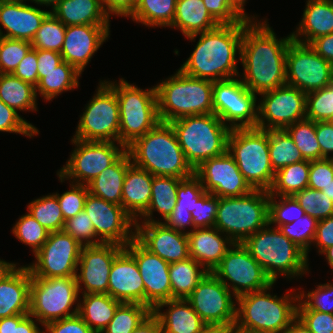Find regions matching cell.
Wrapping results in <instances>:
<instances>
[{
	"mask_svg": "<svg viewBox=\"0 0 333 333\" xmlns=\"http://www.w3.org/2000/svg\"><path fill=\"white\" fill-rule=\"evenodd\" d=\"M291 34L276 37L267 20H244L240 61L244 68L241 81L254 94H262L286 85V52Z\"/></svg>",
	"mask_w": 333,
	"mask_h": 333,
	"instance_id": "1",
	"label": "cell"
},
{
	"mask_svg": "<svg viewBox=\"0 0 333 333\" xmlns=\"http://www.w3.org/2000/svg\"><path fill=\"white\" fill-rule=\"evenodd\" d=\"M243 32L244 21L220 24L213 30L187 36L193 41L200 34L193 52L179 70L213 82L239 77L236 56L238 53L240 60Z\"/></svg>",
	"mask_w": 333,
	"mask_h": 333,
	"instance_id": "2",
	"label": "cell"
},
{
	"mask_svg": "<svg viewBox=\"0 0 333 333\" xmlns=\"http://www.w3.org/2000/svg\"><path fill=\"white\" fill-rule=\"evenodd\" d=\"M127 151L135 166L153 176L184 179L194 174L169 123L160 122L130 144Z\"/></svg>",
	"mask_w": 333,
	"mask_h": 333,
	"instance_id": "3",
	"label": "cell"
},
{
	"mask_svg": "<svg viewBox=\"0 0 333 333\" xmlns=\"http://www.w3.org/2000/svg\"><path fill=\"white\" fill-rule=\"evenodd\" d=\"M273 285L236 298V328L250 333H284L297 318L299 293L277 297L267 293Z\"/></svg>",
	"mask_w": 333,
	"mask_h": 333,
	"instance_id": "4",
	"label": "cell"
},
{
	"mask_svg": "<svg viewBox=\"0 0 333 333\" xmlns=\"http://www.w3.org/2000/svg\"><path fill=\"white\" fill-rule=\"evenodd\" d=\"M166 79L155 85L161 122L214 113L213 81L189 76L179 69Z\"/></svg>",
	"mask_w": 333,
	"mask_h": 333,
	"instance_id": "5",
	"label": "cell"
},
{
	"mask_svg": "<svg viewBox=\"0 0 333 333\" xmlns=\"http://www.w3.org/2000/svg\"><path fill=\"white\" fill-rule=\"evenodd\" d=\"M242 244L274 283L278 275L291 279L308 273L306 253L269 223Z\"/></svg>",
	"mask_w": 333,
	"mask_h": 333,
	"instance_id": "6",
	"label": "cell"
},
{
	"mask_svg": "<svg viewBox=\"0 0 333 333\" xmlns=\"http://www.w3.org/2000/svg\"><path fill=\"white\" fill-rule=\"evenodd\" d=\"M169 124L193 169L203 161L227 152L231 129L214 113L186 116Z\"/></svg>",
	"mask_w": 333,
	"mask_h": 333,
	"instance_id": "7",
	"label": "cell"
},
{
	"mask_svg": "<svg viewBox=\"0 0 333 333\" xmlns=\"http://www.w3.org/2000/svg\"><path fill=\"white\" fill-rule=\"evenodd\" d=\"M227 152L253 190H270L275 172L270 163L268 130L257 127L231 129Z\"/></svg>",
	"mask_w": 333,
	"mask_h": 333,
	"instance_id": "8",
	"label": "cell"
},
{
	"mask_svg": "<svg viewBox=\"0 0 333 333\" xmlns=\"http://www.w3.org/2000/svg\"><path fill=\"white\" fill-rule=\"evenodd\" d=\"M104 81L116 92L120 111L119 143L127 148L161 122L156 87L142 90L123 78L117 83Z\"/></svg>",
	"mask_w": 333,
	"mask_h": 333,
	"instance_id": "9",
	"label": "cell"
},
{
	"mask_svg": "<svg viewBox=\"0 0 333 333\" xmlns=\"http://www.w3.org/2000/svg\"><path fill=\"white\" fill-rule=\"evenodd\" d=\"M269 199V192L264 190L218 198L214 227L234 243H242L269 223Z\"/></svg>",
	"mask_w": 333,
	"mask_h": 333,
	"instance_id": "10",
	"label": "cell"
},
{
	"mask_svg": "<svg viewBox=\"0 0 333 333\" xmlns=\"http://www.w3.org/2000/svg\"><path fill=\"white\" fill-rule=\"evenodd\" d=\"M78 296L76 276L31 277L29 315L37 319L41 326L74 316L78 314ZM74 304L76 307L71 311Z\"/></svg>",
	"mask_w": 333,
	"mask_h": 333,
	"instance_id": "11",
	"label": "cell"
},
{
	"mask_svg": "<svg viewBox=\"0 0 333 333\" xmlns=\"http://www.w3.org/2000/svg\"><path fill=\"white\" fill-rule=\"evenodd\" d=\"M76 146L66 164L57 171L62 183L72 180V183L87 185L103 170L114 164L127 148L111 141H84L72 138ZM120 147V148H119Z\"/></svg>",
	"mask_w": 333,
	"mask_h": 333,
	"instance_id": "12",
	"label": "cell"
},
{
	"mask_svg": "<svg viewBox=\"0 0 333 333\" xmlns=\"http://www.w3.org/2000/svg\"><path fill=\"white\" fill-rule=\"evenodd\" d=\"M96 90L80 115L73 138L119 143L120 111L116 92L105 81H100Z\"/></svg>",
	"mask_w": 333,
	"mask_h": 333,
	"instance_id": "13",
	"label": "cell"
},
{
	"mask_svg": "<svg viewBox=\"0 0 333 333\" xmlns=\"http://www.w3.org/2000/svg\"><path fill=\"white\" fill-rule=\"evenodd\" d=\"M256 95L238 77L213 82V112L230 129L255 128Z\"/></svg>",
	"mask_w": 333,
	"mask_h": 333,
	"instance_id": "14",
	"label": "cell"
},
{
	"mask_svg": "<svg viewBox=\"0 0 333 333\" xmlns=\"http://www.w3.org/2000/svg\"><path fill=\"white\" fill-rule=\"evenodd\" d=\"M212 273L232 289L235 297L263 290L274 283L242 243H234Z\"/></svg>",
	"mask_w": 333,
	"mask_h": 333,
	"instance_id": "15",
	"label": "cell"
},
{
	"mask_svg": "<svg viewBox=\"0 0 333 333\" xmlns=\"http://www.w3.org/2000/svg\"><path fill=\"white\" fill-rule=\"evenodd\" d=\"M332 83L333 64L309 44L292 40L286 52V84L307 94Z\"/></svg>",
	"mask_w": 333,
	"mask_h": 333,
	"instance_id": "16",
	"label": "cell"
},
{
	"mask_svg": "<svg viewBox=\"0 0 333 333\" xmlns=\"http://www.w3.org/2000/svg\"><path fill=\"white\" fill-rule=\"evenodd\" d=\"M83 245L64 230L50 232L47 241L27 267L31 277L52 278L76 276Z\"/></svg>",
	"mask_w": 333,
	"mask_h": 333,
	"instance_id": "17",
	"label": "cell"
},
{
	"mask_svg": "<svg viewBox=\"0 0 333 333\" xmlns=\"http://www.w3.org/2000/svg\"><path fill=\"white\" fill-rule=\"evenodd\" d=\"M257 110V128L285 129L306 117V93L284 85L260 94ZM267 122V123H266Z\"/></svg>",
	"mask_w": 333,
	"mask_h": 333,
	"instance_id": "18",
	"label": "cell"
},
{
	"mask_svg": "<svg viewBox=\"0 0 333 333\" xmlns=\"http://www.w3.org/2000/svg\"><path fill=\"white\" fill-rule=\"evenodd\" d=\"M234 298L236 301L228 287L209 272L186 300L206 324H212L236 322Z\"/></svg>",
	"mask_w": 333,
	"mask_h": 333,
	"instance_id": "19",
	"label": "cell"
},
{
	"mask_svg": "<svg viewBox=\"0 0 333 333\" xmlns=\"http://www.w3.org/2000/svg\"><path fill=\"white\" fill-rule=\"evenodd\" d=\"M84 211L93 223L96 236L103 243L125 247L135 238V221L121 205L88 193Z\"/></svg>",
	"mask_w": 333,
	"mask_h": 333,
	"instance_id": "20",
	"label": "cell"
},
{
	"mask_svg": "<svg viewBox=\"0 0 333 333\" xmlns=\"http://www.w3.org/2000/svg\"><path fill=\"white\" fill-rule=\"evenodd\" d=\"M194 174L204 190L218 198L241 197L253 190L228 152L203 161L194 169Z\"/></svg>",
	"mask_w": 333,
	"mask_h": 333,
	"instance_id": "21",
	"label": "cell"
},
{
	"mask_svg": "<svg viewBox=\"0 0 333 333\" xmlns=\"http://www.w3.org/2000/svg\"><path fill=\"white\" fill-rule=\"evenodd\" d=\"M123 248V246L114 243H102L82 247L77 265L80 269L77 268L76 272L79 293L107 294L112 263L115 256ZM82 283L84 288H82ZM81 289L84 290L82 291Z\"/></svg>",
	"mask_w": 333,
	"mask_h": 333,
	"instance_id": "22",
	"label": "cell"
},
{
	"mask_svg": "<svg viewBox=\"0 0 333 333\" xmlns=\"http://www.w3.org/2000/svg\"><path fill=\"white\" fill-rule=\"evenodd\" d=\"M135 259L145 287V305L153 310L172 299L170 264L146 249L136 238L124 247Z\"/></svg>",
	"mask_w": 333,
	"mask_h": 333,
	"instance_id": "23",
	"label": "cell"
},
{
	"mask_svg": "<svg viewBox=\"0 0 333 333\" xmlns=\"http://www.w3.org/2000/svg\"><path fill=\"white\" fill-rule=\"evenodd\" d=\"M141 224L135 222V238L150 252L169 264L190 257L186 233L169 228L162 222Z\"/></svg>",
	"mask_w": 333,
	"mask_h": 333,
	"instance_id": "24",
	"label": "cell"
},
{
	"mask_svg": "<svg viewBox=\"0 0 333 333\" xmlns=\"http://www.w3.org/2000/svg\"><path fill=\"white\" fill-rule=\"evenodd\" d=\"M110 25H69L61 49L63 61L71 64L80 74L95 52L108 39Z\"/></svg>",
	"mask_w": 333,
	"mask_h": 333,
	"instance_id": "25",
	"label": "cell"
},
{
	"mask_svg": "<svg viewBox=\"0 0 333 333\" xmlns=\"http://www.w3.org/2000/svg\"><path fill=\"white\" fill-rule=\"evenodd\" d=\"M27 0L0 1V37L32 41L44 19L51 11L27 5Z\"/></svg>",
	"mask_w": 333,
	"mask_h": 333,
	"instance_id": "26",
	"label": "cell"
},
{
	"mask_svg": "<svg viewBox=\"0 0 333 333\" xmlns=\"http://www.w3.org/2000/svg\"><path fill=\"white\" fill-rule=\"evenodd\" d=\"M107 294L121 302L145 305V287L138 265L125 248L112 263Z\"/></svg>",
	"mask_w": 333,
	"mask_h": 333,
	"instance_id": "27",
	"label": "cell"
},
{
	"mask_svg": "<svg viewBox=\"0 0 333 333\" xmlns=\"http://www.w3.org/2000/svg\"><path fill=\"white\" fill-rule=\"evenodd\" d=\"M8 263L0 272V319L29 314L31 273L27 266Z\"/></svg>",
	"mask_w": 333,
	"mask_h": 333,
	"instance_id": "28",
	"label": "cell"
},
{
	"mask_svg": "<svg viewBox=\"0 0 333 333\" xmlns=\"http://www.w3.org/2000/svg\"><path fill=\"white\" fill-rule=\"evenodd\" d=\"M185 233L188 236L190 257L209 272L213 271L234 244L215 227L197 228Z\"/></svg>",
	"mask_w": 333,
	"mask_h": 333,
	"instance_id": "29",
	"label": "cell"
},
{
	"mask_svg": "<svg viewBox=\"0 0 333 333\" xmlns=\"http://www.w3.org/2000/svg\"><path fill=\"white\" fill-rule=\"evenodd\" d=\"M296 29L291 33L292 40L303 44H310L317 37L333 33V0H307L302 20Z\"/></svg>",
	"mask_w": 333,
	"mask_h": 333,
	"instance_id": "30",
	"label": "cell"
},
{
	"mask_svg": "<svg viewBox=\"0 0 333 333\" xmlns=\"http://www.w3.org/2000/svg\"><path fill=\"white\" fill-rule=\"evenodd\" d=\"M164 306L168 309L161 312ZM152 313L158 318L163 333H200L206 324L186 299L161 302Z\"/></svg>",
	"mask_w": 333,
	"mask_h": 333,
	"instance_id": "31",
	"label": "cell"
},
{
	"mask_svg": "<svg viewBox=\"0 0 333 333\" xmlns=\"http://www.w3.org/2000/svg\"><path fill=\"white\" fill-rule=\"evenodd\" d=\"M153 175L135 166L128 167L122 190V207L133 218L138 219L149 207Z\"/></svg>",
	"mask_w": 333,
	"mask_h": 333,
	"instance_id": "32",
	"label": "cell"
},
{
	"mask_svg": "<svg viewBox=\"0 0 333 333\" xmlns=\"http://www.w3.org/2000/svg\"><path fill=\"white\" fill-rule=\"evenodd\" d=\"M51 13L69 25H109L101 0H60Z\"/></svg>",
	"mask_w": 333,
	"mask_h": 333,
	"instance_id": "33",
	"label": "cell"
},
{
	"mask_svg": "<svg viewBox=\"0 0 333 333\" xmlns=\"http://www.w3.org/2000/svg\"><path fill=\"white\" fill-rule=\"evenodd\" d=\"M131 164L130 154L126 151L114 164L87 184L88 192L107 202L122 206L123 183Z\"/></svg>",
	"mask_w": 333,
	"mask_h": 333,
	"instance_id": "34",
	"label": "cell"
},
{
	"mask_svg": "<svg viewBox=\"0 0 333 333\" xmlns=\"http://www.w3.org/2000/svg\"><path fill=\"white\" fill-rule=\"evenodd\" d=\"M220 24L210 15L203 0H177L174 20L169 26L187 37L215 29Z\"/></svg>",
	"mask_w": 333,
	"mask_h": 333,
	"instance_id": "35",
	"label": "cell"
},
{
	"mask_svg": "<svg viewBox=\"0 0 333 333\" xmlns=\"http://www.w3.org/2000/svg\"><path fill=\"white\" fill-rule=\"evenodd\" d=\"M78 315L95 332L102 331L114 317L117 307L122 303L108 294H82Z\"/></svg>",
	"mask_w": 333,
	"mask_h": 333,
	"instance_id": "36",
	"label": "cell"
},
{
	"mask_svg": "<svg viewBox=\"0 0 333 333\" xmlns=\"http://www.w3.org/2000/svg\"><path fill=\"white\" fill-rule=\"evenodd\" d=\"M181 180L177 177L153 176L150 205L135 222H140L138 220L142 217V223L161 222L154 220L153 211L160 213L165 220L175 208L177 188Z\"/></svg>",
	"mask_w": 333,
	"mask_h": 333,
	"instance_id": "37",
	"label": "cell"
},
{
	"mask_svg": "<svg viewBox=\"0 0 333 333\" xmlns=\"http://www.w3.org/2000/svg\"><path fill=\"white\" fill-rule=\"evenodd\" d=\"M209 271L192 257L174 262L169 267L172 299H186Z\"/></svg>",
	"mask_w": 333,
	"mask_h": 333,
	"instance_id": "38",
	"label": "cell"
},
{
	"mask_svg": "<svg viewBox=\"0 0 333 333\" xmlns=\"http://www.w3.org/2000/svg\"><path fill=\"white\" fill-rule=\"evenodd\" d=\"M0 100L16 111H37L35 86L13 74H0Z\"/></svg>",
	"mask_w": 333,
	"mask_h": 333,
	"instance_id": "39",
	"label": "cell"
},
{
	"mask_svg": "<svg viewBox=\"0 0 333 333\" xmlns=\"http://www.w3.org/2000/svg\"><path fill=\"white\" fill-rule=\"evenodd\" d=\"M80 75L71 64L63 61L50 72H42V78L35 86L36 94L40 93L46 101H52V99L63 93V91L78 88Z\"/></svg>",
	"mask_w": 333,
	"mask_h": 333,
	"instance_id": "40",
	"label": "cell"
},
{
	"mask_svg": "<svg viewBox=\"0 0 333 333\" xmlns=\"http://www.w3.org/2000/svg\"><path fill=\"white\" fill-rule=\"evenodd\" d=\"M310 161L303 160L278 170L275 173L269 196H294L308 187ZM277 196V197H276Z\"/></svg>",
	"mask_w": 333,
	"mask_h": 333,
	"instance_id": "41",
	"label": "cell"
},
{
	"mask_svg": "<svg viewBox=\"0 0 333 333\" xmlns=\"http://www.w3.org/2000/svg\"><path fill=\"white\" fill-rule=\"evenodd\" d=\"M177 0H138L129 16L135 22L151 27H169L175 15Z\"/></svg>",
	"mask_w": 333,
	"mask_h": 333,
	"instance_id": "42",
	"label": "cell"
},
{
	"mask_svg": "<svg viewBox=\"0 0 333 333\" xmlns=\"http://www.w3.org/2000/svg\"><path fill=\"white\" fill-rule=\"evenodd\" d=\"M268 144L270 163L275 173L287 165L304 160L285 129L268 130Z\"/></svg>",
	"mask_w": 333,
	"mask_h": 333,
	"instance_id": "43",
	"label": "cell"
},
{
	"mask_svg": "<svg viewBox=\"0 0 333 333\" xmlns=\"http://www.w3.org/2000/svg\"><path fill=\"white\" fill-rule=\"evenodd\" d=\"M151 313L146 305L122 302L102 333H132Z\"/></svg>",
	"mask_w": 333,
	"mask_h": 333,
	"instance_id": "44",
	"label": "cell"
},
{
	"mask_svg": "<svg viewBox=\"0 0 333 333\" xmlns=\"http://www.w3.org/2000/svg\"><path fill=\"white\" fill-rule=\"evenodd\" d=\"M27 208L28 213L49 233L64 229V216L53 193L33 200Z\"/></svg>",
	"mask_w": 333,
	"mask_h": 333,
	"instance_id": "45",
	"label": "cell"
},
{
	"mask_svg": "<svg viewBox=\"0 0 333 333\" xmlns=\"http://www.w3.org/2000/svg\"><path fill=\"white\" fill-rule=\"evenodd\" d=\"M304 160H320V145L316 138V122L303 119L285 128Z\"/></svg>",
	"mask_w": 333,
	"mask_h": 333,
	"instance_id": "46",
	"label": "cell"
},
{
	"mask_svg": "<svg viewBox=\"0 0 333 333\" xmlns=\"http://www.w3.org/2000/svg\"><path fill=\"white\" fill-rule=\"evenodd\" d=\"M65 30L66 25L50 13L31 41L33 49L60 53L65 39Z\"/></svg>",
	"mask_w": 333,
	"mask_h": 333,
	"instance_id": "47",
	"label": "cell"
},
{
	"mask_svg": "<svg viewBox=\"0 0 333 333\" xmlns=\"http://www.w3.org/2000/svg\"><path fill=\"white\" fill-rule=\"evenodd\" d=\"M333 118V83L306 94V117L314 122H329Z\"/></svg>",
	"mask_w": 333,
	"mask_h": 333,
	"instance_id": "48",
	"label": "cell"
},
{
	"mask_svg": "<svg viewBox=\"0 0 333 333\" xmlns=\"http://www.w3.org/2000/svg\"><path fill=\"white\" fill-rule=\"evenodd\" d=\"M280 201L275 200V196H270L269 199V224L276 225L278 228L281 225L293 223L306 214L299 202L294 196H278ZM275 224V225H274Z\"/></svg>",
	"mask_w": 333,
	"mask_h": 333,
	"instance_id": "49",
	"label": "cell"
},
{
	"mask_svg": "<svg viewBox=\"0 0 333 333\" xmlns=\"http://www.w3.org/2000/svg\"><path fill=\"white\" fill-rule=\"evenodd\" d=\"M12 233L16 239L32 248L34 255L47 241L49 232L40 225L28 212L22 215L14 227Z\"/></svg>",
	"mask_w": 333,
	"mask_h": 333,
	"instance_id": "50",
	"label": "cell"
},
{
	"mask_svg": "<svg viewBox=\"0 0 333 333\" xmlns=\"http://www.w3.org/2000/svg\"><path fill=\"white\" fill-rule=\"evenodd\" d=\"M317 222L315 218L305 214L303 218L281 225L278 229L306 253L308 260V252L315 237Z\"/></svg>",
	"mask_w": 333,
	"mask_h": 333,
	"instance_id": "51",
	"label": "cell"
},
{
	"mask_svg": "<svg viewBox=\"0 0 333 333\" xmlns=\"http://www.w3.org/2000/svg\"><path fill=\"white\" fill-rule=\"evenodd\" d=\"M306 214L317 221L333 216V201L324 193L312 188H305L294 195Z\"/></svg>",
	"mask_w": 333,
	"mask_h": 333,
	"instance_id": "52",
	"label": "cell"
},
{
	"mask_svg": "<svg viewBox=\"0 0 333 333\" xmlns=\"http://www.w3.org/2000/svg\"><path fill=\"white\" fill-rule=\"evenodd\" d=\"M32 48L30 41L0 37V74H12Z\"/></svg>",
	"mask_w": 333,
	"mask_h": 333,
	"instance_id": "53",
	"label": "cell"
},
{
	"mask_svg": "<svg viewBox=\"0 0 333 333\" xmlns=\"http://www.w3.org/2000/svg\"><path fill=\"white\" fill-rule=\"evenodd\" d=\"M298 293L300 294H298L297 310H317L322 313L333 314V284H320L317 285L315 290L308 291L307 294H305V291Z\"/></svg>",
	"mask_w": 333,
	"mask_h": 333,
	"instance_id": "54",
	"label": "cell"
},
{
	"mask_svg": "<svg viewBox=\"0 0 333 333\" xmlns=\"http://www.w3.org/2000/svg\"><path fill=\"white\" fill-rule=\"evenodd\" d=\"M63 230L83 246L99 245L103 243L96 236L93 223L84 210L65 221Z\"/></svg>",
	"mask_w": 333,
	"mask_h": 333,
	"instance_id": "55",
	"label": "cell"
},
{
	"mask_svg": "<svg viewBox=\"0 0 333 333\" xmlns=\"http://www.w3.org/2000/svg\"><path fill=\"white\" fill-rule=\"evenodd\" d=\"M200 179L193 174L180 181L177 188V199L174 209H184L192 213L199 198L205 193Z\"/></svg>",
	"mask_w": 333,
	"mask_h": 333,
	"instance_id": "56",
	"label": "cell"
},
{
	"mask_svg": "<svg viewBox=\"0 0 333 333\" xmlns=\"http://www.w3.org/2000/svg\"><path fill=\"white\" fill-rule=\"evenodd\" d=\"M70 186L71 189L63 194L59 195L57 192L54 194L57 197L65 221L84 210L85 200L89 193L87 185L72 183Z\"/></svg>",
	"mask_w": 333,
	"mask_h": 333,
	"instance_id": "57",
	"label": "cell"
},
{
	"mask_svg": "<svg viewBox=\"0 0 333 333\" xmlns=\"http://www.w3.org/2000/svg\"><path fill=\"white\" fill-rule=\"evenodd\" d=\"M0 131L18 133L28 137L38 134V129L20 117L19 113L0 100Z\"/></svg>",
	"mask_w": 333,
	"mask_h": 333,
	"instance_id": "58",
	"label": "cell"
},
{
	"mask_svg": "<svg viewBox=\"0 0 333 333\" xmlns=\"http://www.w3.org/2000/svg\"><path fill=\"white\" fill-rule=\"evenodd\" d=\"M218 208V197L205 192L191 213L193 229L214 227Z\"/></svg>",
	"mask_w": 333,
	"mask_h": 333,
	"instance_id": "59",
	"label": "cell"
},
{
	"mask_svg": "<svg viewBox=\"0 0 333 333\" xmlns=\"http://www.w3.org/2000/svg\"><path fill=\"white\" fill-rule=\"evenodd\" d=\"M331 182H333V160L324 158L310 161L308 187L322 191Z\"/></svg>",
	"mask_w": 333,
	"mask_h": 333,
	"instance_id": "60",
	"label": "cell"
},
{
	"mask_svg": "<svg viewBox=\"0 0 333 333\" xmlns=\"http://www.w3.org/2000/svg\"><path fill=\"white\" fill-rule=\"evenodd\" d=\"M29 314H17L0 319V333H43L37 319Z\"/></svg>",
	"mask_w": 333,
	"mask_h": 333,
	"instance_id": "61",
	"label": "cell"
},
{
	"mask_svg": "<svg viewBox=\"0 0 333 333\" xmlns=\"http://www.w3.org/2000/svg\"><path fill=\"white\" fill-rule=\"evenodd\" d=\"M297 317L311 333H333V314L317 310H297Z\"/></svg>",
	"mask_w": 333,
	"mask_h": 333,
	"instance_id": "62",
	"label": "cell"
},
{
	"mask_svg": "<svg viewBox=\"0 0 333 333\" xmlns=\"http://www.w3.org/2000/svg\"><path fill=\"white\" fill-rule=\"evenodd\" d=\"M44 328L43 333H95L78 314L50 322Z\"/></svg>",
	"mask_w": 333,
	"mask_h": 333,
	"instance_id": "63",
	"label": "cell"
},
{
	"mask_svg": "<svg viewBox=\"0 0 333 333\" xmlns=\"http://www.w3.org/2000/svg\"><path fill=\"white\" fill-rule=\"evenodd\" d=\"M210 15L219 24H236L244 21L230 6L228 0H203Z\"/></svg>",
	"mask_w": 333,
	"mask_h": 333,
	"instance_id": "64",
	"label": "cell"
},
{
	"mask_svg": "<svg viewBox=\"0 0 333 333\" xmlns=\"http://www.w3.org/2000/svg\"><path fill=\"white\" fill-rule=\"evenodd\" d=\"M12 74L22 81L36 86L38 84L37 49L32 48Z\"/></svg>",
	"mask_w": 333,
	"mask_h": 333,
	"instance_id": "65",
	"label": "cell"
},
{
	"mask_svg": "<svg viewBox=\"0 0 333 333\" xmlns=\"http://www.w3.org/2000/svg\"><path fill=\"white\" fill-rule=\"evenodd\" d=\"M313 244H316L318 253L333 246V216L317 222Z\"/></svg>",
	"mask_w": 333,
	"mask_h": 333,
	"instance_id": "66",
	"label": "cell"
},
{
	"mask_svg": "<svg viewBox=\"0 0 333 333\" xmlns=\"http://www.w3.org/2000/svg\"><path fill=\"white\" fill-rule=\"evenodd\" d=\"M316 138L320 145V160L333 153V126L329 122H316Z\"/></svg>",
	"mask_w": 333,
	"mask_h": 333,
	"instance_id": "67",
	"label": "cell"
},
{
	"mask_svg": "<svg viewBox=\"0 0 333 333\" xmlns=\"http://www.w3.org/2000/svg\"><path fill=\"white\" fill-rule=\"evenodd\" d=\"M38 82L42 72H50L63 62L61 53L49 50H37Z\"/></svg>",
	"mask_w": 333,
	"mask_h": 333,
	"instance_id": "68",
	"label": "cell"
},
{
	"mask_svg": "<svg viewBox=\"0 0 333 333\" xmlns=\"http://www.w3.org/2000/svg\"><path fill=\"white\" fill-rule=\"evenodd\" d=\"M138 0H101L104 11L109 15L129 17Z\"/></svg>",
	"mask_w": 333,
	"mask_h": 333,
	"instance_id": "69",
	"label": "cell"
},
{
	"mask_svg": "<svg viewBox=\"0 0 333 333\" xmlns=\"http://www.w3.org/2000/svg\"><path fill=\"white\" fill-rule=\"evenodd\" d=\"M162 222L165 226L185 233L184 229L191 226L193 228V219L191 213L184 209H173L172 213Z\"/></svg>",
	"mask_w": 333,
	"mask_h": 333,
	"instance_id": "70",
	"label": "cell"
},
{
	"mask_svg": "<svg viewBox=\"0 0 333 333\" xmlns=\"http://www.w3.org/2000/svg\"><path fill=\"white\" fill-rule=\"evenodd\" d=\"M309 45L323 59L333 64V33L317 37Z\"/></svg>",
	"mask_w": 333,
	"mask_h": 333,
	"instance_id": "71",
	"label": "cell"
},
{
	"mask_svg": "<svg viewBox=\"0 0 333 333\" xmlns=\"http://www.w3.org/2000/svg\"><path fill=\"white\" fill-rule=\"evenodd\" d=\"M132 333H163L158 318L151 313Z\"/></svg>",
	"mask_w": 333,
	"mask_h": 333,
	"instance_id": "72",
	"label": "cell"
},
{
	"mask_svg": "<svg viewBox=\"0 0 333 333\" xmlns=\"http://www.w3.org/2000/svg\"><path fill=\"white\" fill-rule=\"evenodd\" d=\"M235 323H212L205 324L200 333H233Z\"/></svg>",
	"mask_w": 333,
	"mask_h": 333,
	"instance_id": "73",
	"label": "cell"
},
{
	"mask_svg": "<svg viewBox=\"0 0 333 333\" xmlns=\"http://www.w3.org/2000/svg\"><path fill=\"white\" fill-rule=\"evenodd\" d=\"M246 0H228L229 6L245 21L257 22L255 16L250 17L244 11V5ZM254 20H253V19Z\"/></svg>",
	"mask_w": 333,
	"mask_h": 333,
	"instance_id": "74",
	"label": "cell"
},
{
	"mask_svg": "<svg viewBox=\"0 0 333 333\" xmlns=\"http://www.w3.org/2000/svg\"><path fill=\"white\" fill-rule=\"evenodd\" d=\"M284 333H311L305 324L297 317Z\"/></svg>",
	"mask_w": 333,
	"mask_h": 333,
	"instance_id": "75",
	"label": "cell"
},
{
	"mask_svg": "<svg viewBox=\"0 0 333 333\" xmlns=\"http://www.w3.org/2000/svg\"><path fill=\"white\" fill-rule=\"evenodd\" d=\"M320 254H324L326 256V260L333 271V246L324 249Z\"/></svg>",
	"mask_w": 333,
	"mask_h": 333,
	"instance_id": "76",
	"label": "cell"
},
{
	"mask_svg": "<svg viewBox=\"0 0 333 333\" xmlns=\"http://www.w3.org/2000/svg\"><path fill=\"white\" fill-rule=\"evenodd\" d=\"M29 1L31 3L34 2V3L38 4V5L52 6V9H53L60 0H29Z\"/></svg>",
	"mask_w": 333,
	"mask_h": 333,
	"instance_id": "77",
	"label": "cell"
},
{
	"mask_svg": "<svg viewBox=\"0 0 333 333\" xmlns=\"http://www.w3.org/2000/svg\"><path fill=\"white\" fill-rule=\"evenodd\" d=\"M321 192L324 193V195H326L328 199L333 201V182L325 186V188Z\"/></svg>",
	"mask_w": 333,
	"mask_h": 333,
	"instance_id": "78",
	"label": "cell"
},
{
	"mask_svg": "<svg viewBox=\"0 0 333 333\" xmlns=\"http://www.w3.org/2000/svg\"><path fill=\"white\" fill-rule=\"evenodd\" d=\"M9 262L4 261L3 259H0V272L1 270L8 264Z\"/></svg>",
	"mask_w": 333,
	"mask_h": 333,
	"instance_id": "79",
	"label": "cell"
},
{
	"mask_svg": "<svg viewBox=\"0 0 333 333\" xmlns=\"http://www.w3.org/2000/svg\"><path fill=\"white\" fill-rule=\"evenodd\" d=\"M233 333H250V332L242 331V330H239L238 328H235Z\"/></svg>",
	"mask_w": 333,
	"mask_h": 333,
	"instance_id": "80",
	"label": "cell"
}]
</instances>
